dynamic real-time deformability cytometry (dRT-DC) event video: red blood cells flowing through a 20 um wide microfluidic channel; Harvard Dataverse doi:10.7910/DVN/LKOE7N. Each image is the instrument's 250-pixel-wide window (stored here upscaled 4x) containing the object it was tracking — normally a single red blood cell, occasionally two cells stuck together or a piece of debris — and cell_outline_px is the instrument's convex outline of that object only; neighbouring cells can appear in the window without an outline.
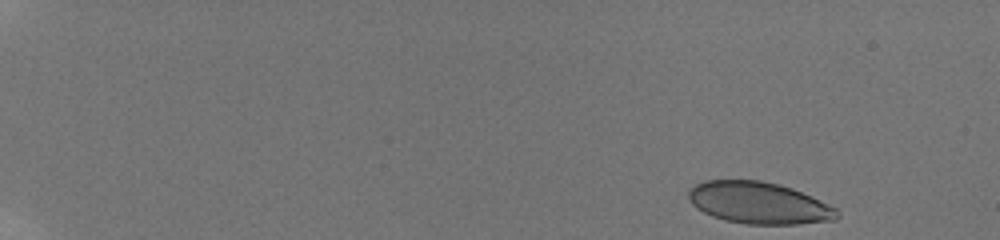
{"species": "human", "species_latin": "Homo sapiens", "temperature_condition": "room temperature", "stored_images_in_passage": 38, "camera_frame_rate_fps": 3000, "um_per_image_px": 0.085, "donor": {"sex": "male"}, "frame": {"image": 1, "passage_image": 1, "time_ms": 0.0, "image_size_px": [1000, 240], "cell_outline_px": [[840, 216], [836, 220], [796, 224], [748, 224], [724, 220], [712, 216], [696, 208], [692, 204], [688, 196], [688, 192], [696, 184], [704, 180], [760, 180], [792, 188], [836, 208]], "centroid_in_image_um": [64.49, 17.25], "position_along_channel_um": 20.5, "area_um2": 35.95}}
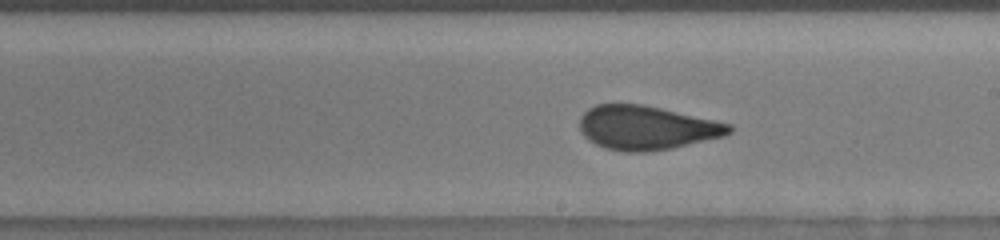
{"frame": {"image": 2, "passage_image": 19, "time_ms": 10.0, "image_size_px": [1000, 240], "cell_outline_px": [[732, 132], [724, 136], [672, 148], [648, 152], [624, 152], [604, 148], [588, 140], [580, 132], [580, 116], [588, 108], [596, 104], [644, 104], [732, 124]], "centroid_in_image_um": [54.93, 10.86], "position_along_channel_um": 234.1, "area_um2": 38.49}}
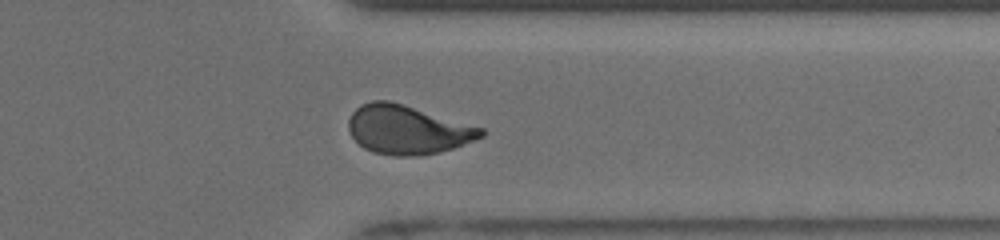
{"frame": {"image": 3, "passage_image": 29, "time_ms": 13.667, "image_size_px": [1000, 240], "cell_outline_px": [[484, 136], [452, 148], [440, 152], [420, 156], [396, 156], [372, 152], [364, 148], [352, 136], [348, 128], [348, 120], [352, 112], [360, 104], [372, 100], [388, 100], [404, 104], [484, 128]], "centroid_in_image_um": [34.62, 11.02], "position_along_channel_um": 376.8, "area_um2": 37.8}, "authors_computed_cell_mechanics": {"area_um2": 37.4255, "velocity_mm_per_s": 3.8822, "shape_relaxation_time_tau1_ms": 9.7873, "shape_relaxation_time_tau2_ms": null, "deformation_change_tau1": 0.2248, "deformation_change_tau2": null}}